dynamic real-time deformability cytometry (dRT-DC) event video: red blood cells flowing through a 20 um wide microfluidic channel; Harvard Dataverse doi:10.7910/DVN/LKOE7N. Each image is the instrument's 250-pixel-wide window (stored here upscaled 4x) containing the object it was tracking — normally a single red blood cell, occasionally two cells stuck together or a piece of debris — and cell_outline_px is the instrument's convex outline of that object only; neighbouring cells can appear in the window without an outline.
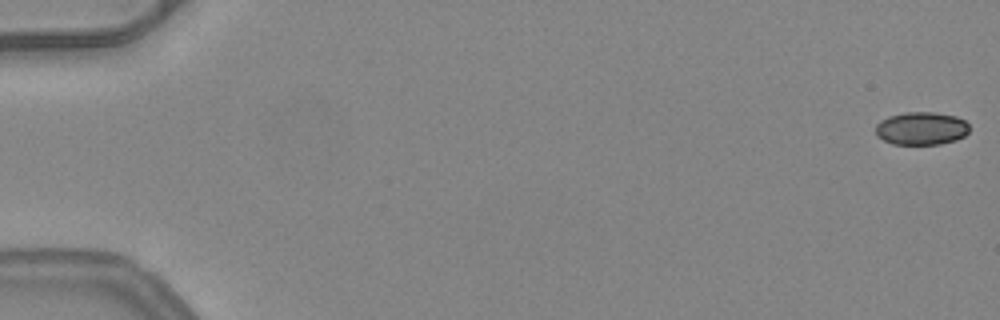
{"species": "common noctule bat (a hibernating species)", "species_latin": "Nyctalus noctula", "temperature_condition": "warm", "stored_images_in_passage": 50, "camera_frame_rate_fps": 3000, "um_per_image_px": 0.085, "animal": {"sex": "female", "body_mass_g": 24.6, "forearm_length_mm": 56.2}, "frame": {"image": 1, "passage_image": 1, "time_ms": 0.0, "image_size_px": [1000, 320], "cell_outline_px": [[968, 132], [964, 136], [956, 140], [940, 144], [892, 144], [876, 136], [876, 124], [880, 120], [888, 116], [904, 112], [936, 112], [956, 116], [964, 120], [968, 124]], "centroid_in_image_um": [78.3, 10.91], "position_along_channel_um": 6.7, "area_um2": 18.15}}
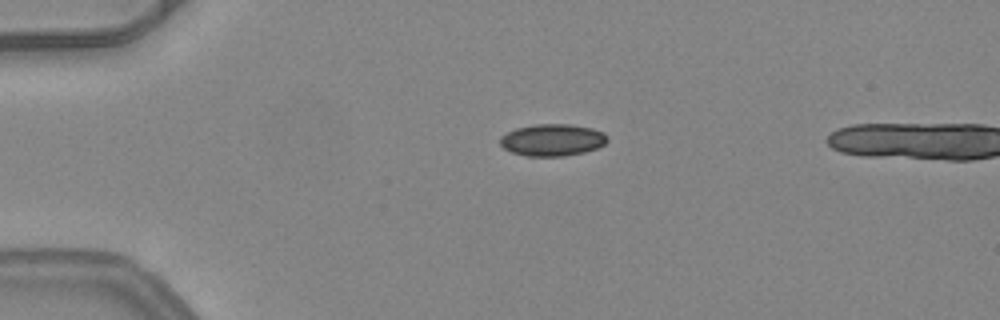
{"frame": {"image": 2, "passage_image": 13, "time_ms": 4.0, "image_size_px": [1000, 320], "cell_outline_px": [[608, 140], [604, 144], [596, 148], [584, 152], [564, 156], [524, 156], [512, 152], [504, 148], [500, 144], [500, 136], [516, 128], [536, 124], [572, 124], [592, 128], [604, 132], [608, 136]], "centroid_in_image_um": [46.96, 11.89], "position_along_channel_um": 38.0, "area_um2": 20.06}}
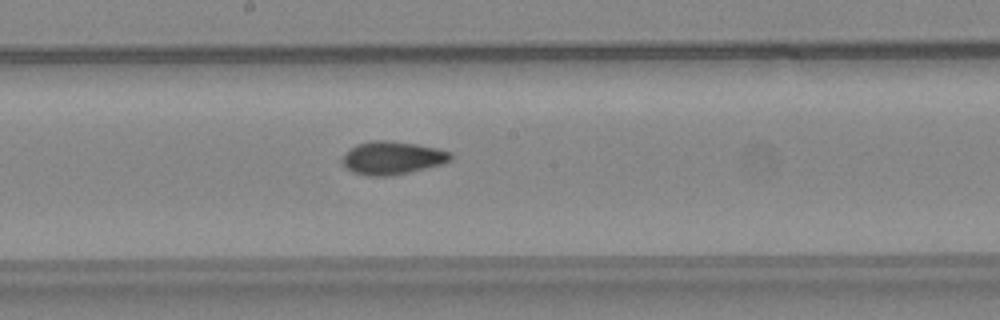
{"frame": {"image": 3, "passage_image": 29, "time_ms": 9.333, "image_size_px": [1000, 320], "cell_outline_px": [[452, 160], [444, 164], [408, 172], [388, 176], [368, 176], [352, 172], [340, 160], [356, 144], [368, 140], [388, 140], [416, 144], [436, 148], [452, 152]], "centroid_in_image_um": [33.37, 13.41], "position_along_channel_um": 214.8, "area_um2": 20.87}}